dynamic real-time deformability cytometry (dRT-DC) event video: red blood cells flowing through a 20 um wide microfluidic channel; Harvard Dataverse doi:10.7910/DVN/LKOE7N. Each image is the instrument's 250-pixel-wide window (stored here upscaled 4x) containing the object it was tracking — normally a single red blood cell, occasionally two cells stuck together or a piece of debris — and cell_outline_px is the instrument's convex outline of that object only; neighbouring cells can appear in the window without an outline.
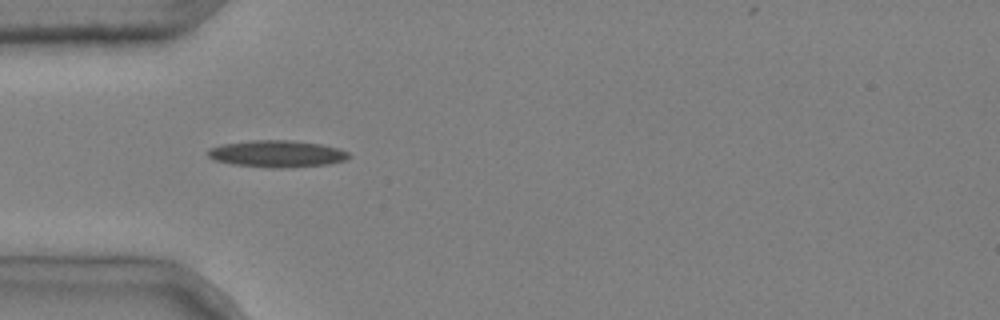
{"species": "common noctule bat (a hibernating species)", "species_latin": "Nyctalus noctula", "temperature_condition": "cold", "stored_images_in_passage": 2, "camera_frame_rate_fps": 3000, "um_per_image_px": 0.085, "animal": {"sex": "male", "body_mass_g": 20.4}, "frame": {"image": 1, "passage_image": 1, "time_ms": 0.0, "image_size_px": [1000, 320], "cell_outline_px": [[352, 156], [344, 160], [328, 164], [288, 168], [264, 168], [232, 164], [216, 160], [208, 156], [204, 152], [208, 148], [220, 144], [252, 140], [288, 140], [320, 144], [336, 148], [348, 152]], "centroid_in_image_um": [23.48, 13.08], "position_along_channel_um": 61.5, "area_um2": 22.25}}